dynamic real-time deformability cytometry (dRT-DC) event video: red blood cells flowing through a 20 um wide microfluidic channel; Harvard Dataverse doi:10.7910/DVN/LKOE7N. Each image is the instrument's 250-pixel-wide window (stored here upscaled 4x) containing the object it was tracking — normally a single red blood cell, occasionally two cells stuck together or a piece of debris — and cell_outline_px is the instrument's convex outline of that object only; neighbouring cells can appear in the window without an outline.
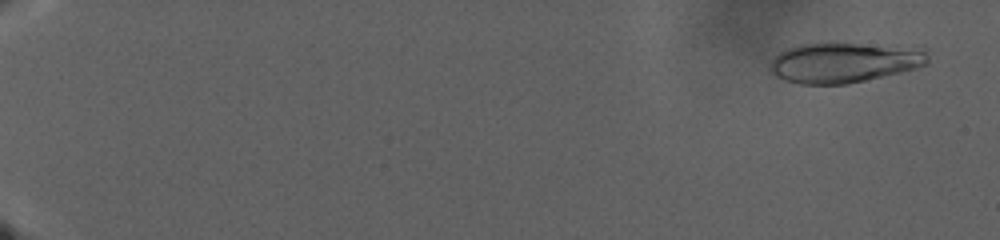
{"species": "human", "species_latin": "Homo sapiens", "temperature_condition": "warm", "stored_images_in_passage": 135, "camera_frame_rate_fps": 3000, "um_per_image_px": 0.085, "donor": {"sex": "male"}, "frame": {"image": 1, "passage_image": 8, "time_ms": 2.333, "image_size_px": [1000, 240], "cell_outline_px": [[928, 60], [924, 64], [916, 68], [900, 72], [848, 84], [800, 84], [776, 76], [772, 72], [772, 60], [780, 52], [788, 48], [800, 44], [860, 44], [924, 52], [928, 56]], "centroid_in_image_um": [71.63, 5.35], "position_along_channel_um": 13.4, "area_um2": 35.2}}
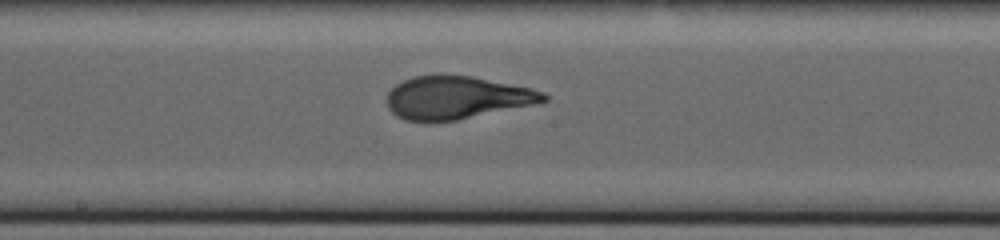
{"frame": {"image": 2, "passage_image": 83, "time_ms": 27.333, "image_size_px": [1000, 240], "cell_outline_px": [[548, 100], [532, 104], [456, 120], [428, 124], [404, 120], [396, 116], [388, 108], [388, 92], [396, 84], [412, 76], [472, 76], [532, 88], [544, 92], [548, 96]], "centroid_in_image_um": [38.77, 8.33], "position_along_channel_um": 209.4, "area_um2": 39.07}}
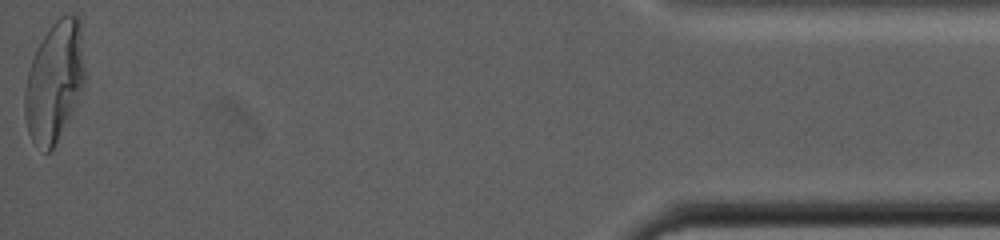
{"frame": {"image": 3, "passage_image": 135, "time_ms": 44.667, "image_size_px": [1000, 240], "cell_outline_px": [[84, 88], [52, 148], [48, 152], [44, 152], [32, 140], [28, 132], [24, 116], [24, 88], [28, 72], [32, 60], [48, 28], [60, 16], [72, 12], [76, 12], [80, 20], [84, 72]], "centroid_in_image_um": [4.62, 6.89], "position_along_channel_um": 430.6, "area_um2": 41.62}}